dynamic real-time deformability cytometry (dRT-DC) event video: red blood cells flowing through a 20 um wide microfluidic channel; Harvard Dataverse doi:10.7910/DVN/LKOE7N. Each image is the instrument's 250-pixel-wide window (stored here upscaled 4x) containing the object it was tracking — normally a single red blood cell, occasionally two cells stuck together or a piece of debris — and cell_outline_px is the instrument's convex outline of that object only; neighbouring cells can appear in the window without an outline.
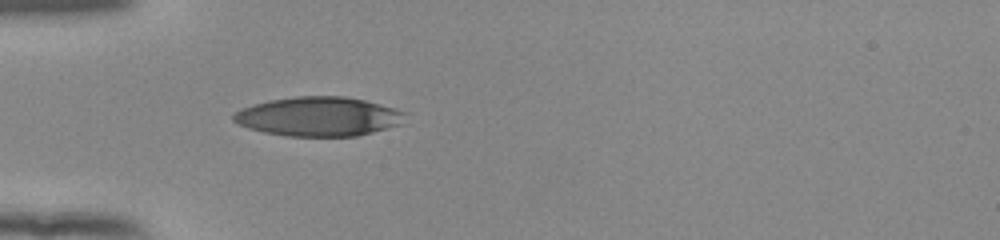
{"species": "human", "species_latin": "Homo sapiens", "temperature_condition": "room temperature", "stored_images_in_passage": 37, "camera_frame_rate_fps": 3000, "um_per_image_px": 0.085, "donor": {"sex": "female"}, "frame": {"image": 1, "passage_image": 1, "time_ms": 0.0, "image_size_px": [1000, 240], "cell_outline_px": [[408, 112], [400, 124], [388, 128], [356, 136], [288, 136], [264, 132], [248, 128], [236, 124], [232, 120], [232, 116], [240, 108], [252, 104], [268, 100], [296, 96], [344, 96], [364, 100], [396, 108]], "centroid_in_image_um": [27.06, 9.9], "position_along_channel_um": 57.9, "area_um2": 39.48}}
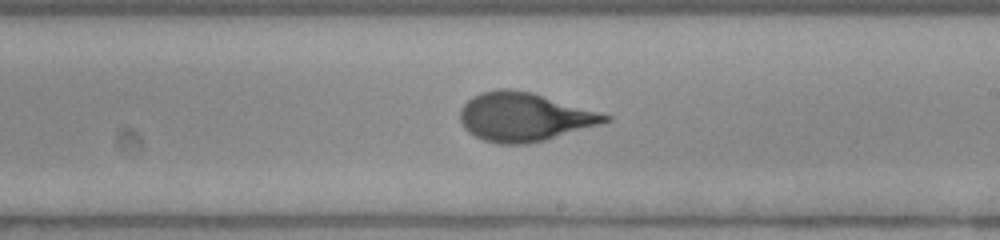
{"frame": {"image": 2, "passage_image": 16, "time_ms": 5.0, "image_size_px": [1000, 240], "cell_outline_px": [[612, 120], [600, 124], [544, 140], [524, 144], [496, 144], [484, 140], [468, 132], [464, 128], [460, 120], [460, 108], [472, 96], [480, 92], [500, 88], [508, 88], [532, 92], [600, 112], [612, 116]], "centroid_in_image_um": [44.53, 9.93], "position_along_channel_um": 244.5, "area_um2": 41.04}}
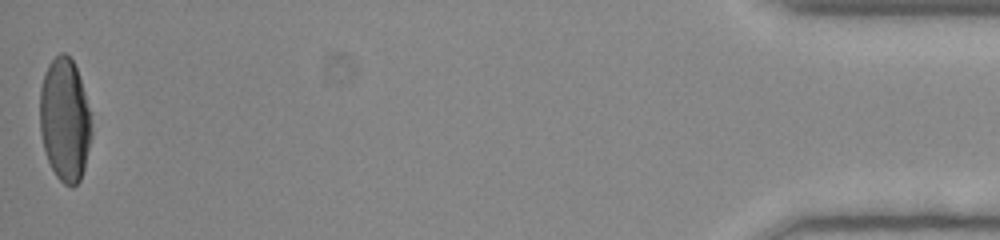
{"frame": {"image": 3, "passage_image": 37, "time_ms": 12.0, "image_size_px": [1000, 240], "cell_outline_px": [[92, 136], [84, 168], [80, 180], [72, 188], [64, 184], [56, 176], [48, 160], [44, 148], [40, 132], [40, 88], [44, 72], [48, 64], [60, 52], [64, 52], [72, 60], [76, 68], [84, 92], [92, 124]], "centroid_in_image_um": [5.5, 10.2], "position_along_channel_um": 429.7, "area_um2": 37.05}, "authors_computed_cell_mechanics": {"area_um2": 40.2288, "velocity_mm_per_s": 3.8858, "shape_relaxation_time_tau1_ms": 4.8315, "shape_relaxation_time_tau2_ms": null, "deformation_change_tau1": 0.2051, "deformation_change_tau2": null}}